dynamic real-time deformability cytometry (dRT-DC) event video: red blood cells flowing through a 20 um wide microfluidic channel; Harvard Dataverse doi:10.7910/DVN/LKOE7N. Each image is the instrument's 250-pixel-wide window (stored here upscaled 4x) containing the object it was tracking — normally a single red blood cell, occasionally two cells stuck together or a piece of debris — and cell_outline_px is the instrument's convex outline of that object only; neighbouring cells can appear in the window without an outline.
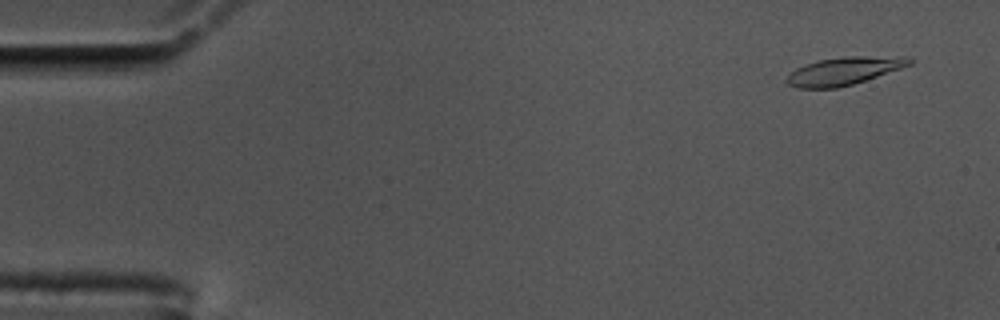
{"species": "common noctule bat (a hibernating species)", "species_latin": "Nyctalus noctula", "temperature_condition": "cold", "stored_images_in_passage": 54, "camera_frame_rate_fps": 3000, "um_per_image_px": 0.085, "animal": {"sex": "male", "body_mass_g": 17.5, "forearm_length_mm": 52.3}, "frame": {"image": 1, "passage_image": 4, "time_ms": 1.0, "image_size_px": [1000, 320], "cell_outline_px": [[912, 64], [852, 84], [836, 88], [796, 88], [788, 84], [784, 80], [796, 68], [820, 60], [844, 56], [904, 56], [912, 60]], "centroid_in_image_um": [71.72, 6.03], "position_along_channel_um": 13.3, "area_um2": 19.59}}
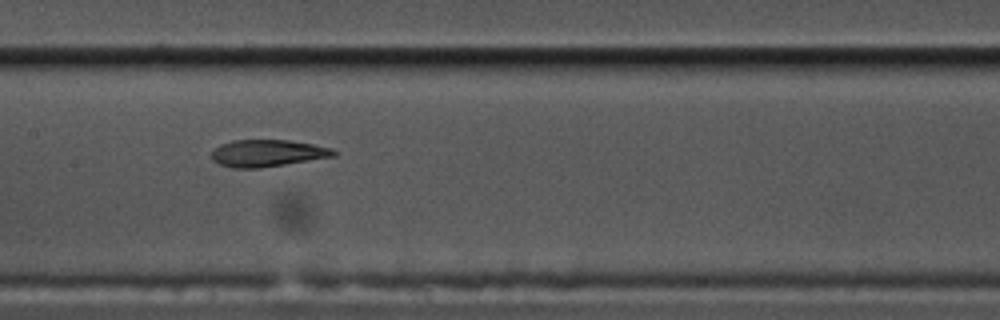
{"frame": {"image": 2, "passage_image": 29, "time_ms": 9.333, "image_size_px": [1000, 320], "cell_outline_px": [[336, 156], [260, 168], [232, 168], [220, 164], [212, 160], [212, 148], [220, 144], [232, 140], [292, 140], [332, 148], [336, 152]], "centroid_in_image_um": [22.71, 13.01], "position_along_channel_um": 184.7, "area_um2": 19.31}}
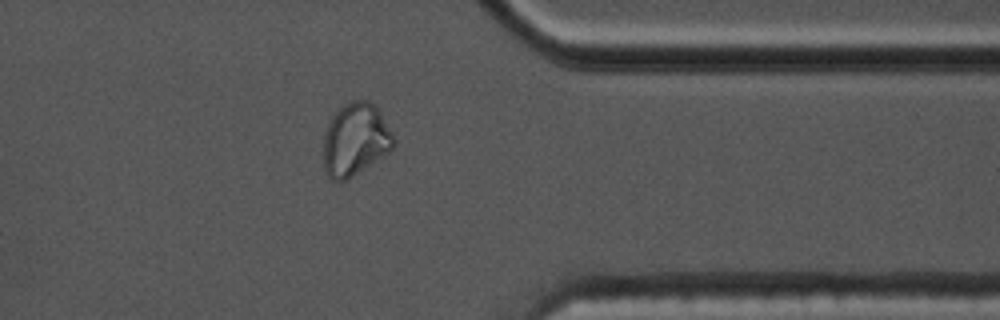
{"frame": {"image": 3, "passage_image": 47, "time_ms": 15.333, "image_size_px": [1000, 320], "cell_outline_px": [[396, 144], [388, 152], [352, 176], [344, 180], [332, 180], [328, 176], [324, 168], [324, 132], [332, 116], [344, 104], [352, 100], [368, 100], [376, 104], [396, 140]], "centroid_in_image_um": [30.21, 11.83], "position_along_channel_um": 381.2, "area_um2": 29.54}}